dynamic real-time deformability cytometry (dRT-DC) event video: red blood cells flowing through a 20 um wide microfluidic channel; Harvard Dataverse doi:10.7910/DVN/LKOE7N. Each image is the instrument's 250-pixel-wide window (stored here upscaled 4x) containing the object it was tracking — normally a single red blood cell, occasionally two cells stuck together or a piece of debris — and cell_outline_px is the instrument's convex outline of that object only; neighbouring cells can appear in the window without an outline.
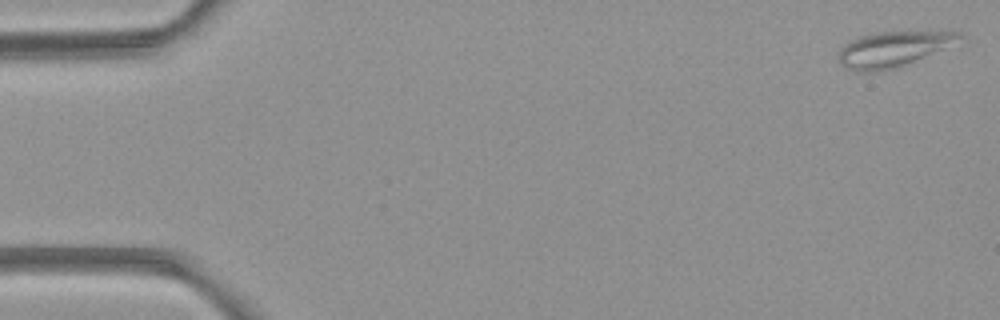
{"species": "common noctule bat (a hibernating species)", "species_latin": "Nyctalus noctula", "temperature_condition": "room temperature", "stored_images_in_passage": 6, "camera_frame_rate_fps": 3000, "um_per_image_px": 0.085, "animal": {"sex": "female", "body_mass_g": 21.9}, "frame": {"image": 1, "passage_image": 1, "time_ms": 0.0, "image_size_px": [1000, 320], "cell_outline_px": [[964, 36], [900, 68], [880, 72], [856, 72], [844, 68], [840, 64], [840, 48], [852, 40], [860, 36], [880, 32], [960, 32]], "centroid_in_image_um": [75.78, 4.22], "position_along_channel_um": 9.2, "area_um2": 24.22}}